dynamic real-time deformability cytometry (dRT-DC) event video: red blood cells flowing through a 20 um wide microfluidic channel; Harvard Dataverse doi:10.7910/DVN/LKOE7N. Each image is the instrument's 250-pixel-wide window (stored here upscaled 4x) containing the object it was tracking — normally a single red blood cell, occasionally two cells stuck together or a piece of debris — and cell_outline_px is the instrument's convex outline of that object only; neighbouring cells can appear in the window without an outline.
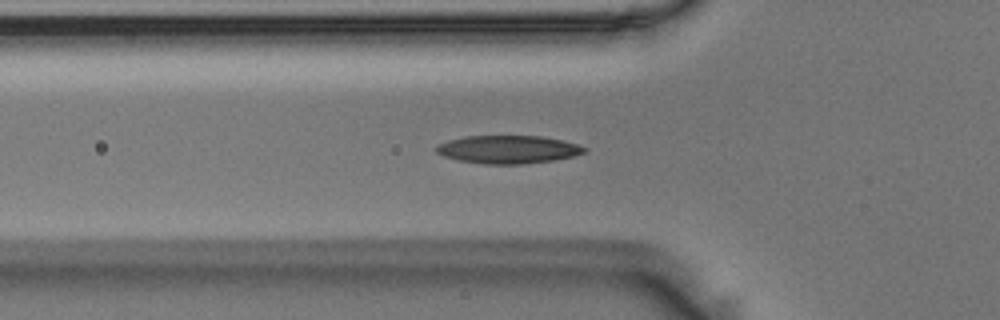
{"species": "Egyptian fruit bat (a non-hibernating species)", "species_latin": "Rousettus aegyptiacus", "temperature_condition": "room temperature", "stored_images_in_passage": 38, "camera_frame_rate_fps": 3000, "um_per_image_px": 0.085, "animal": {"sex": "male"}, "frame": {"image": 1, "passage_image": 2, "time_ms": 0.333, "image_size_px": [1000, 320], "cell_outline_px": [[588, 148], [584, 152], [576, 156], [552, 160], [520, 164], [484, 164], [460, 160], [444, 156], [436, 152], [436, 144], [448, 140], [464, 136], [540, 136], [564, 140]], "centroid_in_image_um": [43.18, 12.69], "position_along_channel_um": 82.6, "area_um2": 24.16}}
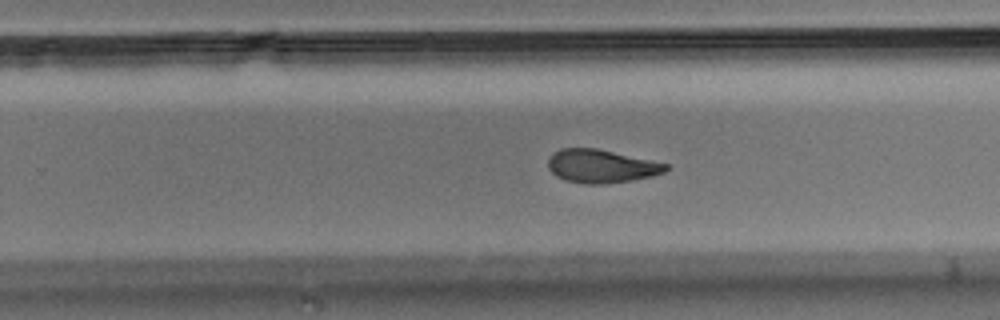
{"frame": {"image": 2, "passage_image": 18, "time_ms": 5.667, "image_size_px": [1000, 320], "cell_outline_px": [[668, 168], [664, 172], [652, 176], [632, 180], [600, 184], [584, 184], [564, 180], [556, 176], [548, 168], [548, 160], [552, 152], [560, 148], [596, 148], [668, 164]], "centroid_in_image_um": [51.06, 14.12], "position_along_channel_um": 278.7, "area_um2": 22.77}}
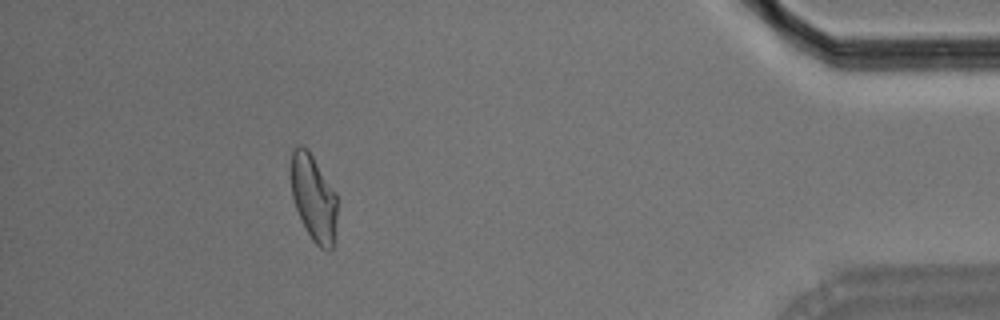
{"frame": {"image": 3, "passage_image": 33, "time_ms": 10.667, "image_size_px": [1000, 320], "cell_outline_px": [[336, 244], [328, 252], [320, 248], [312, 240], [300, 220], [292, 196], [292, 148], [296, 144], [300, 144], [308, 148], [336, 192]], "centroid_in_image_um": [26.68, 16.86], "position_along_channel_um": 408.5, "area_um2": 23.64}, "authors_computed_cell_mechanics": {"area_um2": 23.8136, "velocity_mm_per_s": 3.6602, "shape_relaxation_time_tau1_ms": 11.0813, "shape_relaxation_time_tau2_ms": 2.7868, "deformation_change_tau1": 0.2618, "deformation_change_tau2": 0.0942}}